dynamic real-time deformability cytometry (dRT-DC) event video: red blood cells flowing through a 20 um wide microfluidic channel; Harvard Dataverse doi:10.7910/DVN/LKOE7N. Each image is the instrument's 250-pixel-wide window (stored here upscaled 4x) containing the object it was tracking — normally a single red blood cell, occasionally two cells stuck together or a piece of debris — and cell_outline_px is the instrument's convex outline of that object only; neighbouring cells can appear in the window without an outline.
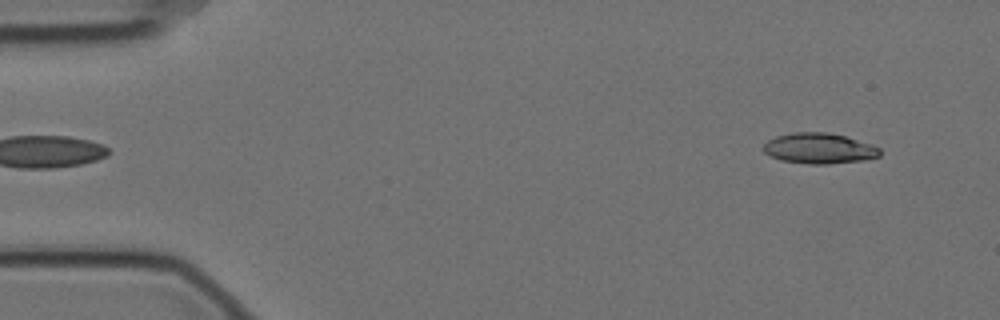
{"species": "Egyptian fruit bat (a non-hibernating species)", "species_latin": "Rousettus aegyptiacus", "temperature_condition": "cold", "stored_images_in_passage": 56, "camera_frame_rate_fps": 3000, "um_per_image_px": 0.085, "animal": {"sex": "female"}, "frame": {"image": 1, "passage_image": 4, "time_ms": 1.0, "image_size_px": [1000, 320], "cell_outline_px": [[880, 156], [864, 160], [828, 164], [808, 164], [784, 160], [772, 156], [764, 152], [760, 148], [768, 140], [776, 136], [792, 132], [824, 132], [844, 136], [872, 144], [880, 148]], "centroid_in_image_um": [69.62, 12.61], "position_along_channel_um": 15.4, "area_um2": 20.69}}
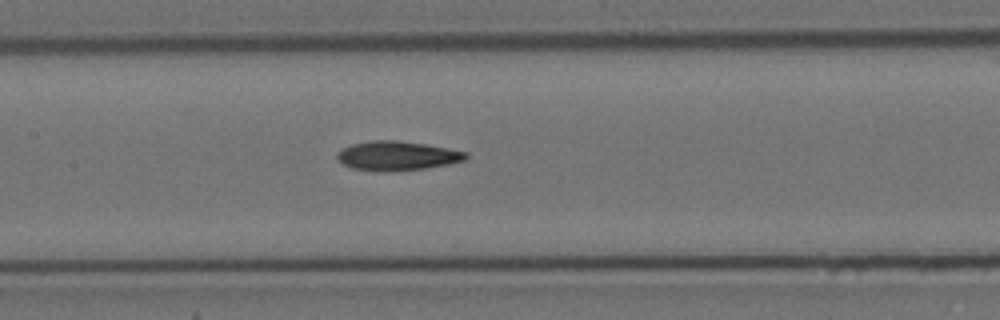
{"frame": {"image": 2, "passage_image": 26, "time_ms": 8.333, "image_size_px": [1000, 320], "cell_outline_px": [[468, 156], [464, 160], [448, 164], [424, 168], [392, 172], [380, 172], [352, 168], [344, 164], [336, 156], [336, 152], [352, 144], [372, 140], [396, 140], [424, 144], [448, 148], [468, 152]], "centroid_in_image_um": [33.75, 13.25], "position_along_channel_um": 173.7, "area_um2": 21.91}}
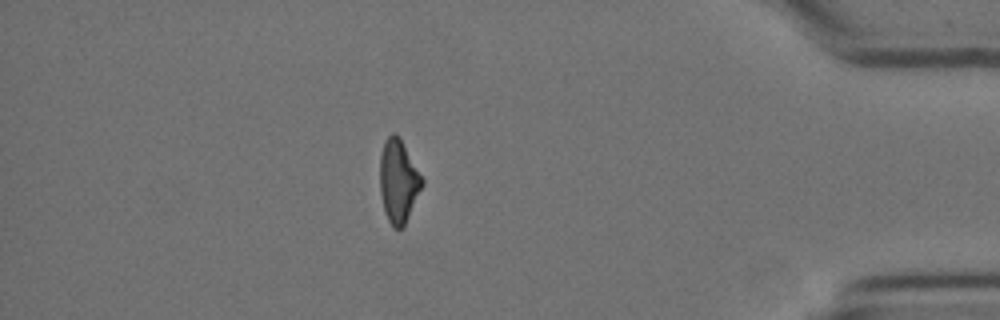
{"frame": {"image": 3, "passage_image": 49, "time_ms": 16.0, "image_size_px": [1000, 320], "cell_outline_px": [[424, 184], [404, 224], [400, 228], [392, 228], [384, 212], [380, 192], [380, 152], [384, 140], [392, 132], [400, 136], [424, 180]], "centroid_in_image_um": [33.85, 15.35], "position_along_channel_um": 401.3, "area_um2": 20.52}, "authors_computed_cell_mechanics": {"area_um2": 20.9814, "velocity_mm_per_s": 3.5196, "shape_relaxation_time_tau1_ms": null, "shape_relaxation_time_tau2_ms": 6.7683, "deformation_change_tau1": null, "deformation_change_tau2": 0.176}}